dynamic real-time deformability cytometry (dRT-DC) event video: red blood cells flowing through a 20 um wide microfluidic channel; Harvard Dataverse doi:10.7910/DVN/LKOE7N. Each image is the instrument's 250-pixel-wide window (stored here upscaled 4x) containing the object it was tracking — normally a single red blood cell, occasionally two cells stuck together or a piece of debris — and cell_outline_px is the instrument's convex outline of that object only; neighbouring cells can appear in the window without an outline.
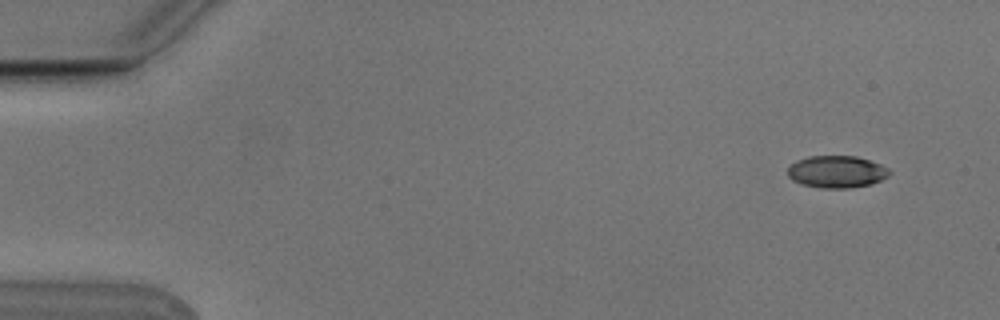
{"species": "Egyptian fruit bat (a non-hibernating species)", "species_latin": "Rousettus aegyptiacus", "temperature_condition": "cold", "stored_images_in_passage": 5, "camera_frame_rate_fps": 3000, "um_per_image_px": 0.085, "animal": {"sex": "male"}, "frame": {"image": 1, "passage_image": 1, "time_ms": 0.0, "image_size_px": [1000, 320], "cell_outline_px": [[892, 172], [888, 176], [872, 184], [848, 188], [820, 188], [800, 184], [792, 180], [788, 176], [788, 168], [796, 160], [808, 156], [856, 156], [880, 164], [888, 168]], "centroid_in_image_um": [71.11, 14.6], "position_along_channel_um": 13.9, "area_um2": 19.13}}
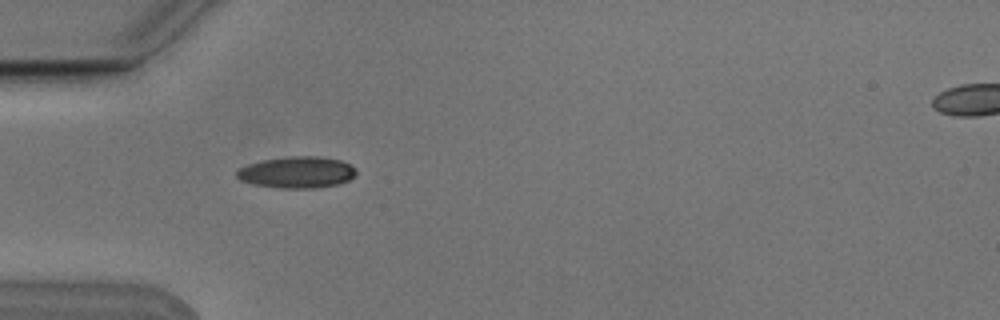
{"frame": {"image": 2, "passage_image": 4, "time_ms": 1.0, "image_size_px": [1000, 320], "cell_outline_px": [[356, 172], [348, 180], [336, 184], [316, 188], [280, 188], [252, 184], [240, 180], [236, 176], [236, 172], [240, 168], [248, 164], [264, 160], [292, 156], [316, 156], [340, 160], [356, 168]], "centroid_in_image_um": [25.21, 14.65], "position_along_channel_um": 59.8, "area_um2": 21.68}}